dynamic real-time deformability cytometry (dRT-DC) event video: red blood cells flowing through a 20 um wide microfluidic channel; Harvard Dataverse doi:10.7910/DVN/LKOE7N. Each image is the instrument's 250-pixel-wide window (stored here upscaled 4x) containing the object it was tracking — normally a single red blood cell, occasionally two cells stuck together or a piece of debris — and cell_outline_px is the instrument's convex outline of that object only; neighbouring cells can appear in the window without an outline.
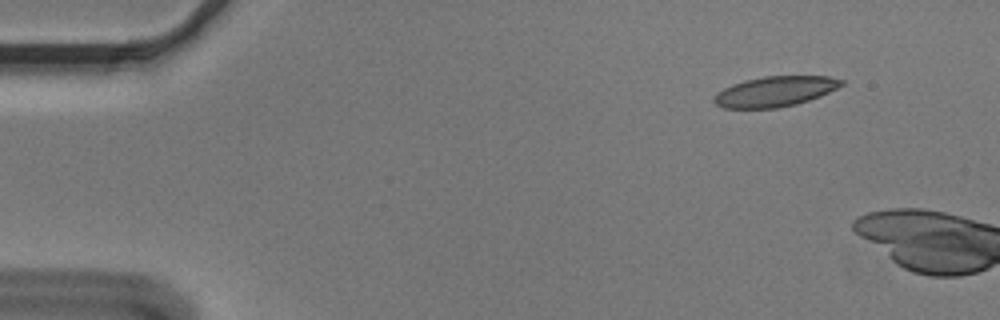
{"species": "Egyptian fruit bat (a non-hibernating species)", "species_latin": "Rousettus aegyptiacus", "temperature_condition": "cold", "stored_images_in_passage": 2, "camera_frame_rate_fps": 3000, "um_per_image_px": 0.085, "animal": {"sex": "male"}, "frame": {"image": 1, "passage_image": 1, "time_ms": 0.0, "image_size_px": [1000, 320], "cell_outline_px": [[844, 84], [820, 96], [796, 104], [776, 108], [724, 108], [716, 104], [712, 100], [724, 88], [732, 84], [744, 80], [764, 76], [828, 76], [844, 80]], "centroid_in_image_um": [65.89, 7.77], "position_along_channel_um": 19.1, "area_um2": 22.25}}